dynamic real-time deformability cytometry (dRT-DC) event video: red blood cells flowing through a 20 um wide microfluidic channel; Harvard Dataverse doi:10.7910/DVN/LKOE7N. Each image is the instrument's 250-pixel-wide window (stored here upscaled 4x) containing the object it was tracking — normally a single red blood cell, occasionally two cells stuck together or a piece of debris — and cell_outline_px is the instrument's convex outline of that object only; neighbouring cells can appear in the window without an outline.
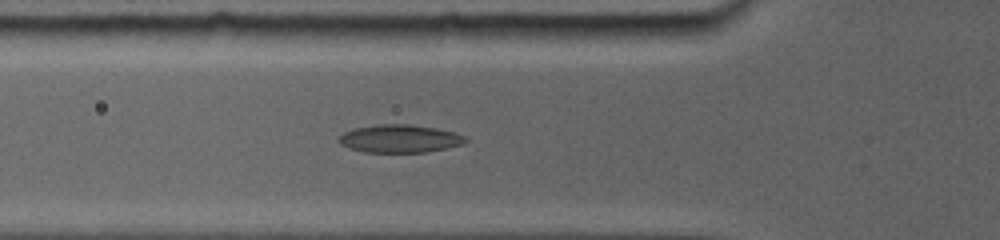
{"species": "common noctule bat (a hibernating species)", "species_latin": "Nyctalus noctula", "temperature_condition": "room temperature", "stored_images_in_passage": 15, "camera_frame_rate_fps": 5000, "um_per_image_px": 0.085, "animal": {"sex": "female", "body_mass_g": 19.0, "forearm_length_mm": 56.7}, "frame": {"image": 1, "passage_image": 13, "time_ms": 5.4, "image_size_px": [1000, 240], "cell_outline_px": [[468, 140], [460, 144], [444, 148], [424, 152], [364, 152], [352, 148], [344, 144], [340, 140], [340, 136], [344, 132], [356, 128], [380, 124], [404, 124], [432, 128], [452, 132], [464, 136]], "centroid_in_image_um": [33.97, 11.79], "position_along_channel_um": 91.8, "area_um2": 19.83}}
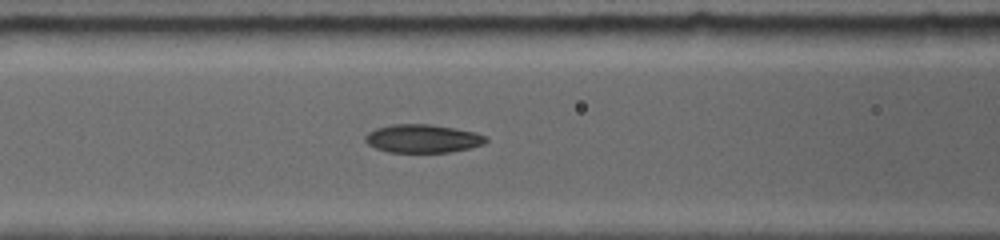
{"frame": {"image": 2, "passage_image": 15, "time_ms": 6.4, "image_size_px": [1000, 240], "cell_outline_px": [[488, 140], [480, 144], [468, 148], [448, 152], [388, 152], [376, 148], [368, 144], [364, 140], [364, 136], [368, 132], [376, 128], [396, 124], [428, 124], [452, 128], [472, 132], [484, 136]], "centroid_in_image_um": [35.84, 11.78], "position_along_channel_um": 130.8, "area_um2": 19.48}}